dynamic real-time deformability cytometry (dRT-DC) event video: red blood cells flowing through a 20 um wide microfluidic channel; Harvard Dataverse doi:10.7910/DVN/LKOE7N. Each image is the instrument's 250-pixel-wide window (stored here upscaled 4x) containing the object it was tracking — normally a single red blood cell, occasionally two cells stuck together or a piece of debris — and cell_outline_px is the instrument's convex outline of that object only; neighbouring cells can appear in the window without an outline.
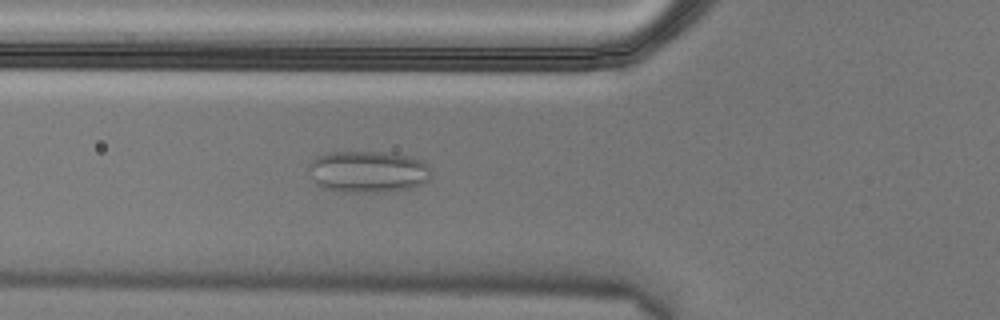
{"species": "Egyptian fruit bat (a non-hibernating species)", "species_latin": "Rousettus aegyptiacus", "temperature_condition": "cold", "stored_images_in_passage": 5, "camera_frame_rate_fps": 3000, "um_per_image_px": 0.085, "animal": {"sex": "male"}, "frame": {"image": 1, "passage_image": 5, "time_ms": 1.333, "image_size_px": [1000, 320], "cell_outline_px": [[432, 176], [424, 184], [408, 188], [376, 192], [344, 192], [324, 188], [316, 184], [308, 168], [312, 160], [316, 156], [328, 152], [392, 152], [408, 156], [420, 160], [428, 164], [432, 172]], "centroid_in_image_um": [31.3, 14.58], "position_along_channel_um": 94.5, "area_um2": 29.94}}